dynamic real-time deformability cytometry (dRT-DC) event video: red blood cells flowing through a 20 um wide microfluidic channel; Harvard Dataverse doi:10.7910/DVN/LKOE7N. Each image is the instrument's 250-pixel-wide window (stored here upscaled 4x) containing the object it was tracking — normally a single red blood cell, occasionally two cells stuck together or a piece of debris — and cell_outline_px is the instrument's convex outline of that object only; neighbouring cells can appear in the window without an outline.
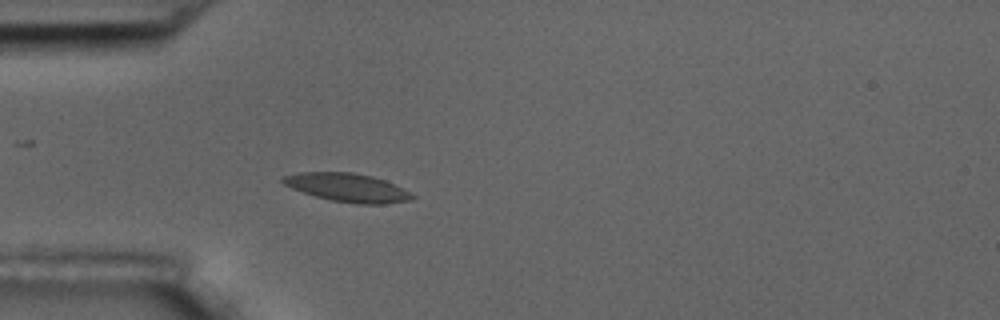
{"species": "common noctule bat (a hibernating species)", "species_latin": "Nyctalus noctula", "temperature_condition": "room temperature", "stored_images_in_passage": 5, "camera_frame_rate_fps": 3000, "um_per_image_px": 0.085, "animal": {"sex": "male", "body_mass_g": 17.5, "forearm_length_mm": 52.3}, "frame": {"image": 1, "passage_image": 5, "time_ms": 4.667, "image_size_px": [1000, 320], "cell_outline_px": [[416, 196], [412, 200], [384, 204], [356, 204], [332, 200], [316, 196], [292, 188], [284, 184], [280, 180], [280, 176], [300, 172], [352, 172], [372, 176], [384, 180]], "centroid_in_image_um": [29.5, 15.94], "position_along_channel_um": 55.5, "area_um2": 21.27}}